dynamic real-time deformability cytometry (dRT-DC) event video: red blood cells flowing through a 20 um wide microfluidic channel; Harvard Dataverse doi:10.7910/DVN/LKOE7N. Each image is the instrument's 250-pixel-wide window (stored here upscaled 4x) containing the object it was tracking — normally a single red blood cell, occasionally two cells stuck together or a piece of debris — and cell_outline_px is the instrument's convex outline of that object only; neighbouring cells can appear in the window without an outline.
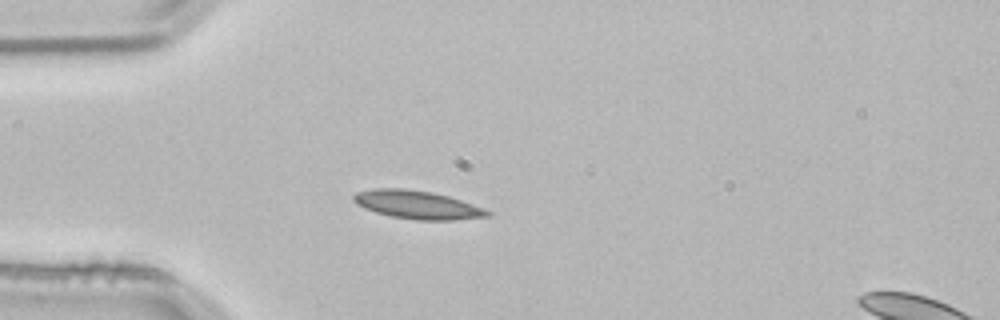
{"species": "common noctule bat (a hibernating species)", "species_latin": "Nyctalus noctula", "temperature_condition": "room temperature", "stored_images_in_passage": 3, "segment_of_instrument_passage": [1, 2], "camera_frame_rate_fps": 3000, "um_per_image_px": 0.085, "animal": {"sex": "male", "body_mass_g": 21.5, "forearm_length_mm": 52.0}, "frame": {"image": 1, "passage_image": 2, "time_ms": 0.333, "image_size_px": [1000, 320], "cell_outline_px": [[492, 216], [452, 220], [416, 220], [392, 216], [376, 212], [364, 208], [356, 204], [352, 200], [352, 196], [356, 192], [372, 188], [400, 188], [432, 192], [448, 196], [484, 208], [492, 212]], "centroid_in_image_um": [35.46, 17.4], "position_along_channel_um": 49.5, "area_um2": 22.08}}